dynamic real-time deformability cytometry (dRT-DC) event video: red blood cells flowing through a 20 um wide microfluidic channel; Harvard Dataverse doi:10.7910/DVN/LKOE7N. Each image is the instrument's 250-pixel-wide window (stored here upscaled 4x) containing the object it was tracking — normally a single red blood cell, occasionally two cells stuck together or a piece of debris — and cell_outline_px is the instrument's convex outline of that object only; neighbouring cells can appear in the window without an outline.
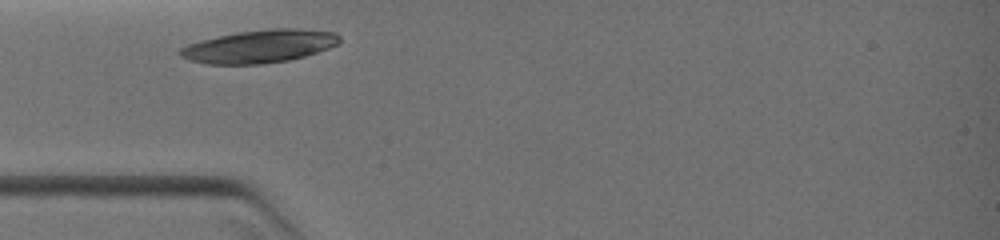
{"species": "common noctule bat (a hibernating species)", "species_latin": "Nyctalus noctula", "temperature_condition": "warm", "stored_images_in_passage": 2, "camera_frame_rate_fps": 3000, "um_per_image_px": 0.085, "animal": {"sex": "female", "body_mass_g": 19.0, "forearm_length_mm": 51.5}, "frame": {"image": 1, "passage_image": 1, "time_ms": 0.0, "image_size_px": [1000, 240], "cell_outline_px": [[340, 44], [304, 56], [288, 60], [260, 64], [208, 64], [188, 60], [180, 56], [176, 52], [180, 48], [188, 44], [220, 36], [240, 32], [272, 28], [300, 28], [336, 32], [340, 36]], "centroid_in_image_um": [22.08, 3.94], "position_along_channel_um": 62.9, "area_um2": 30.52}}